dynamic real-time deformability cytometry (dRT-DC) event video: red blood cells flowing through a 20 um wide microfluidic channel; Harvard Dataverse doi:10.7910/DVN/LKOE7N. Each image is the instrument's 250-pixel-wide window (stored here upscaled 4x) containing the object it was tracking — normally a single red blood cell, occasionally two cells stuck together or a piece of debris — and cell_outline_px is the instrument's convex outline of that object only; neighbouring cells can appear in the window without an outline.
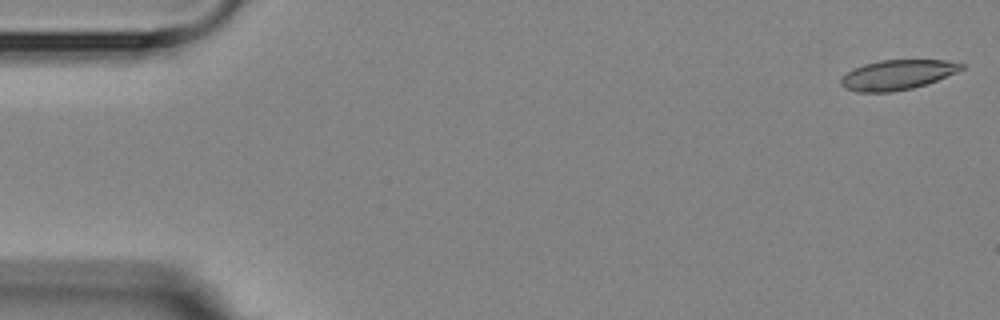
{"species": "Egyptian fruit bat (a non-hibernating species)", "species_latin": "Rousettus aegyptiacus", "temperature_condition": "room temperature", "stored_images_in_passage": 3, "segment_of_instrument_passage": [2, 2], "camera_frame_rate_fps": 3000, "um_per_image_px": 0.085, "animal": {"sex": "female"}, "frame": {"image": 1, "passage_image": 3, "time_ms": 3.667, "image_size_px": [1000, 320], "cell_outline_px": [[964, 68], [956, 72], [936, 80], [912, 88], [892, 92], [860, 92], [844, 88], [840, 84], [840, 80], [852, 68], [864, 64], [880, 60], [944, 60], [964, 64]], "centroid_in_image_um": [76.24, 6.35], "position_along_channel_um": 8.8, "area_um2": 20.75}}